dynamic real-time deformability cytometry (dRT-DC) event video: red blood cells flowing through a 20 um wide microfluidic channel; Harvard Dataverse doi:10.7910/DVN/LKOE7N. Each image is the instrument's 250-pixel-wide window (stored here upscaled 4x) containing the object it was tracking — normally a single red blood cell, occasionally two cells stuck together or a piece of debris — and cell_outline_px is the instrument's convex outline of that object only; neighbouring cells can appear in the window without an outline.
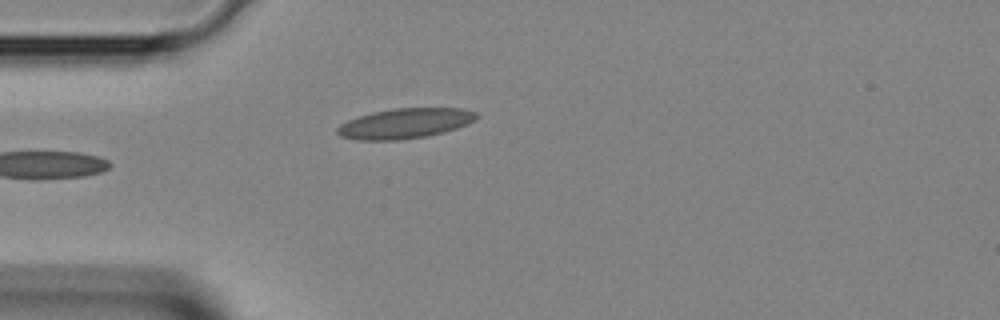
{"species": "Egyptian fruit bat (a non-hibernating species)", "species_latin": "Rousettus aegyptiacus", "temperature_condition": "room temperature", "stored_images_in_passage": 3, "camera_frame_rate_fps": 3000, "um_per_image_px": 0.085, "animal": {"sex": "female"}, "frame": {"image": 1, "passage_image": 3, "time_ms": 0.667, "image_size_px": [1000, 320], "cell_outline_px": [[480, 116], [468, 124], [444, 132], [424, 136], [400, 140], [356, 140], [340, 136], [336, 132], [336, 128], [340, 124], [356, 116], [372, 112], [396, 108], [464, 108], [476, 112]], "centroid_in_image_um": [34.41, 10.48], "position_along_channel_um": 50.6, "area_um2": 24.57}}